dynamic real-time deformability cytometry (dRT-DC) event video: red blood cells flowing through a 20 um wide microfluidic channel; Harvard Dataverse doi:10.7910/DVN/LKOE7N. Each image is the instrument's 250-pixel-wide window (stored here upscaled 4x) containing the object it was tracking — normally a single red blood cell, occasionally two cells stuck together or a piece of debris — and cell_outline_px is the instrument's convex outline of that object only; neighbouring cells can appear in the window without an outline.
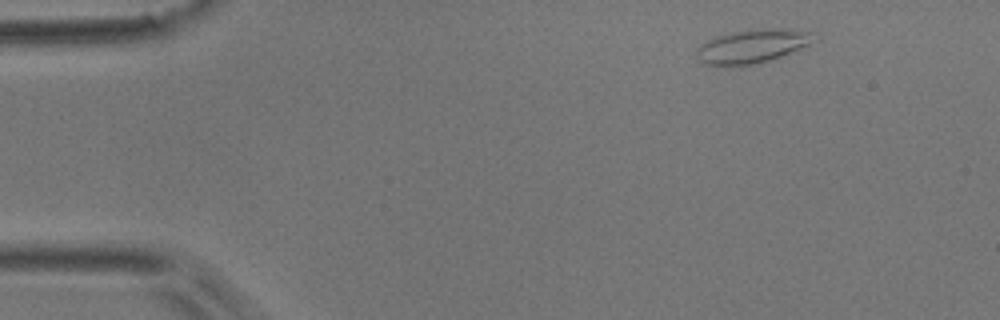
{"species": "common noctule bat (a hibernating species)", "species_latin": "Nyctalus noctula", "temperature_condition": "room temperature", "stored_images_in_passage": 12, "camera_frame_rate_fps": 3000, "um_per_image_px": 0.085, "animal": {"sex": "male", "body_mass_g": 17.9}, "frame": {"image": 1, "passage_image": 1, "time_ms": 0.0, "image_size_px": [1000, 320], "cell_outline_px": [[812, 44], [780, 56], [768, 60], [752, 64], [732, 68], [724, 68], [704, 64], [696, 56], [696, 48], [708, 40], [716, 36], [732, 32], [764, 28], [780, 28], [812, 32]], "centroid_in_image_um": [63.86, 3.96], "position_along_channel_um": 21.1, "area_um2": 23.18}}
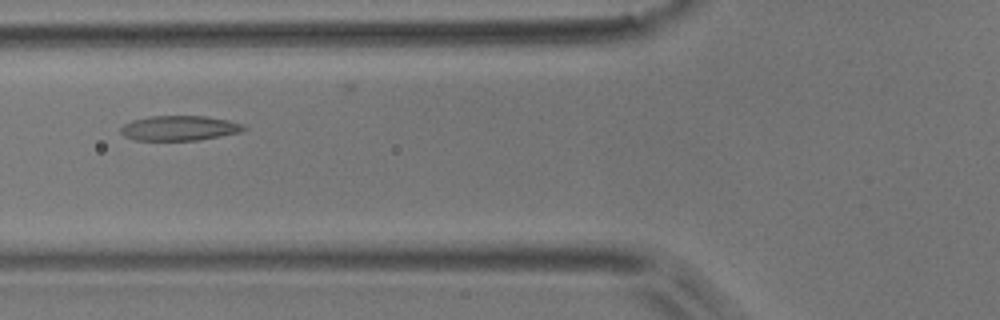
{"frame": {"image": 2, "passage_image": 4, "time_ms": 4.667, "image_size_px": [1000, 320], "cell_outline_px": [[248, 128], [240, 132], [220, 136], [196, 140], [136, 140], [124, 136], [120, 132], [120, 128], [124, 124], [132, 120], [152, 116], [204, 116], [228, 120], [244, 124]], "centroid_in_image_um": [15.25, 10.89], "position_along_channel_um": 110.5, "area_um2": 17.8}}
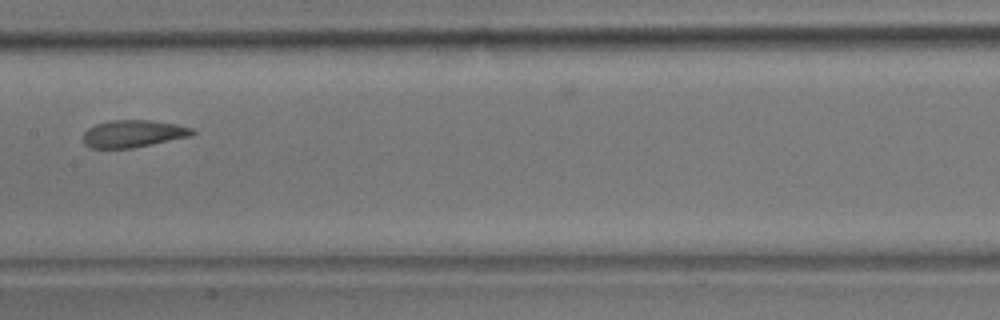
{"frame": {"image": 3, "passage_image": 6, "time_ms": 7.0, "image_size_px": [1000, 320], "cell_outline_px": [[196, 132], [192, 136], [132, 148], [92, 148], [84, 144], [84, 132], [88, 128], [96, 124], [108, 120], [152, 120], [176, 124], [192, 128]], "centroid_in_image_um": [11.33, 11.35], "position_along_channel_um": 196.1, "area_um2": 17.4}, "authors_computed_cell_mechanics": {"area_um2": 18.1492, "velocity_mm_per_s": 3.6488, "shape_relaxation_time_tau1_ms": 3.2925, "shape_relaxation_time_tau2_ms": null, "deformation_change_tau1": 0.1169, "deformation_change_tau2": null}}